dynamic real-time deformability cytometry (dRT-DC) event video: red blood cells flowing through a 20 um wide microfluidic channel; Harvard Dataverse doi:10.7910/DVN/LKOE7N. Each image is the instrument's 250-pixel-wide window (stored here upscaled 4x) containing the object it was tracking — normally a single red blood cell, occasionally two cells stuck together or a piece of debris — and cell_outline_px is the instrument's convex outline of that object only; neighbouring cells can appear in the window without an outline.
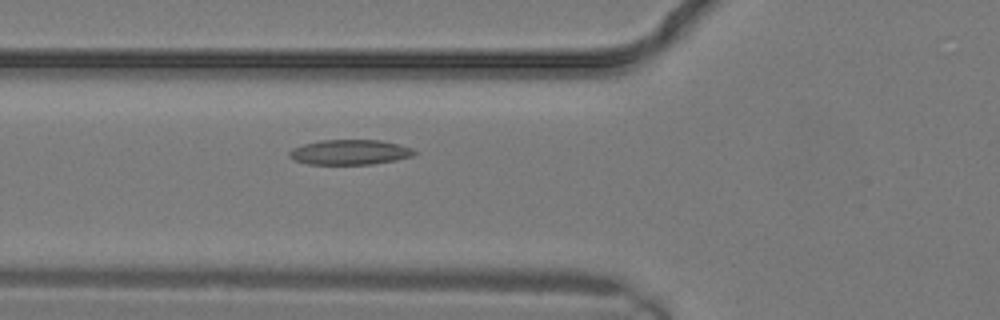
{"species": "common noctule bat (a hibernating species)", "species_latin": "Nyctalus noctula", "temperature_condition": "warm", "stored_images_in_passage": 2, "camera_frame_rate_fps": 3000, "um_per_image_px": 0.085, "animal": {"sex": "male", "body_mass_g": 19.2, "forearm_length_mm": 51.8}, "frame": {"image": 1, "passage_image": 2, "time_ms": 0.333, "image_size_px": [1000, 320], "cell_outline_px": [[416, 152], [412, 156], [396, 160], [372, 164], [308, 164], [296, 160], [288, 156], [288, 152], [292, 148], [304, 144], [320, 140], [380, 140], [412, 148]], "centroid_in_image_um": [29.71, 12.93], "position_along_channel_um": 96.1, "area_um2": 18.09}}